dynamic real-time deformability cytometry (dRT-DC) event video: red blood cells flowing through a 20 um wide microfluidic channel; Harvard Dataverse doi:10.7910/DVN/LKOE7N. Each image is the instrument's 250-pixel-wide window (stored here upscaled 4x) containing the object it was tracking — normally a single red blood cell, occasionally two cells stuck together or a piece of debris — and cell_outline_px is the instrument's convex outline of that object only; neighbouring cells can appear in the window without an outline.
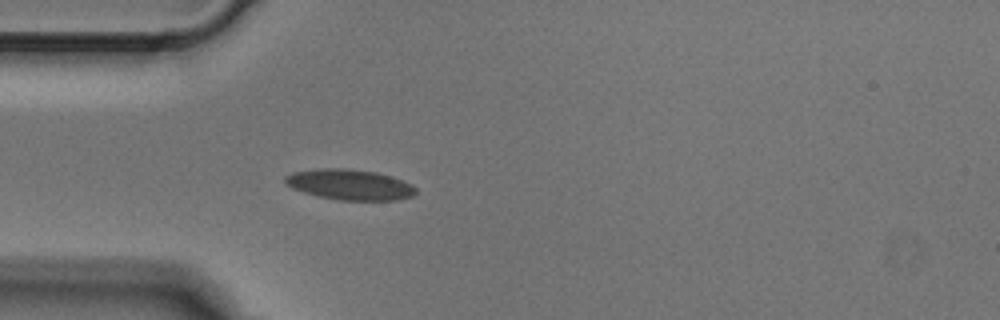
{"species": "Egyptian fruit bat (a non-hibernating species)", "species_latin": "Rousettus aegyptiacus", "temperature_condition": "cold", "stored_images_in_passage": 3, "camera_frame_rate_fps": 3000, "um_per_image_px": 0.085, "animal": {"sex": "male"}, "frame": {"image": 1, "passage_image": 3, "time_ms": 0.667, "image_size_px": [1000, 320], "cell_outline_px": [[416, 192], [412, 196], [396, 200], [340, 200], [320, 196], [304, 192], [292, 188], [284, 184], [284, 176], [292, 172], [324, 168], [344, 168], [376, 172], [392, 176], [412, 184], [416, 188]], "centroid_in_image_um": [29.72, 15.68], "position_along_channel_um": 55.3, "area_um2": 23.24}}